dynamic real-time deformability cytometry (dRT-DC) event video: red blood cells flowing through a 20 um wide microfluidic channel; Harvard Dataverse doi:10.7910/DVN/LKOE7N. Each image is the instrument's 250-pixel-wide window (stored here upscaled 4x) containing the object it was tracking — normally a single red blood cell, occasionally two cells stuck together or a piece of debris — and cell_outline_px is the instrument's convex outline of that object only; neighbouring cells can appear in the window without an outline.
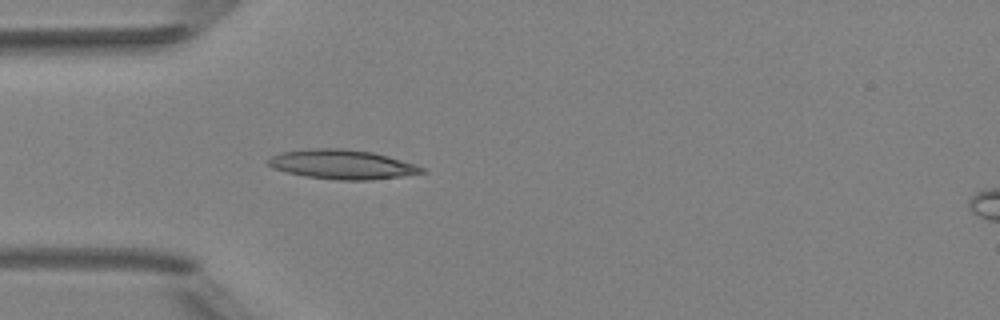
{"species": "Egyptian fruit bat (a non-hibernating species)", "species_latin": "Rousettus aegyptiacus", "temperature_condition": "room temperature", "stored_images_in_passage": 4, "camera_frame_rate_fps": 3000, "um_per_image_px": 0.085, "animal": {"sex": "female"}, "frame": {"image": 1, "passage_image": 4, "time_ms": 3.667, "image_size_px": [1000, 320], "cell_outline_px": [[428, 172], [400, 176], [368, 180], [336, 180], [304, 176], [272, 168], [264, 160], [280, 152], [304, 148], [344, 148], [372, 152], [388, 156], [416, 164], [424, 168]], "centroid_in_image_um": [29.04, 13.96], "position_along_channel_um": 56.0, "area_um2": 26.53}}